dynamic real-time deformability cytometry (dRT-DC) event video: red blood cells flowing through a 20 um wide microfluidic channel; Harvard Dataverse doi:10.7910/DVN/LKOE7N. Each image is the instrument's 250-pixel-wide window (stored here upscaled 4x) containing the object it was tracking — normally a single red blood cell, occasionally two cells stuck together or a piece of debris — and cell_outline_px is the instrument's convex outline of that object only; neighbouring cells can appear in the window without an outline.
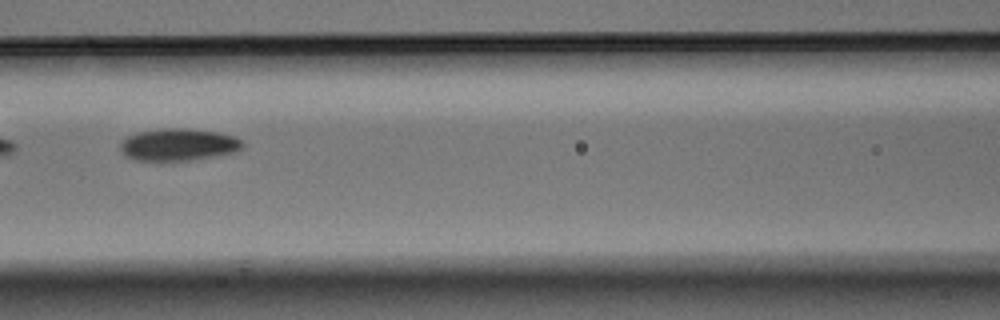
{"species": "Egyptian fruit bat (a non-hibernating species)", "species_latin": "Rousettus aegyptiacus", "temperature_condition": "warm", "stored_images_in_passage": 8, "camera_frame_rate_fps": 3000, "um_per_image_px": 0.085, "animal": {"sex": "male"}, "frame": {"image": 1, "passage_image": 6, "time_ms": 1.667, "image_size_px": [1000, 320], "cell_outline_px": [[244, 148], [236, 152], [196, 160], [160, 164], [136, 160], [124, 156], [120, 148], [120, 144], [128, 136], [136, 132], [160, 128], [184, 128], [220, 132], [236, 136], [244, 140]], "centroid_in_image_um": [15.18, 12.34], "position_along_channel_um": 151.4, "area_um2": 24.22}}
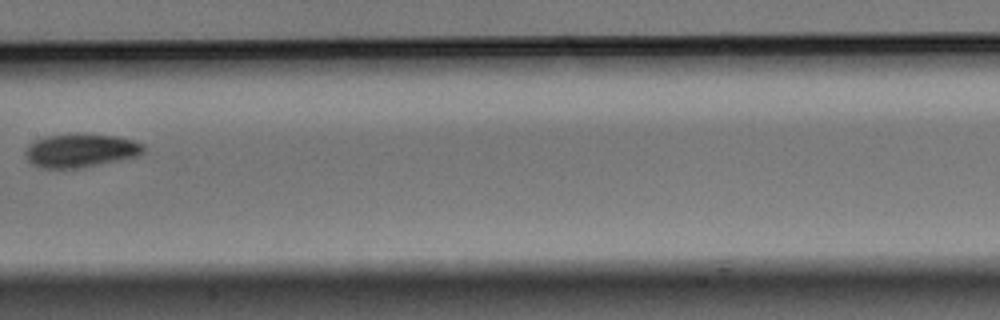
{"frame": {"image": 2, "passage_image": 7, "time_ms": 2.0, "image_size_px": [1000, 320], "cell_outline_px": [[144, 152], [136, 156], [80, 168], [40, 168], [32, 164], [28, 160], [24, 152], [36, 140], [44, 136], [76, 132], [84, 132], [116, 136], [132, 140], [144, 144]], "centroid_in_image_um": [6.84, 12.76], "position_along_channel_um": 200.6, "area_um2": 23.29}}
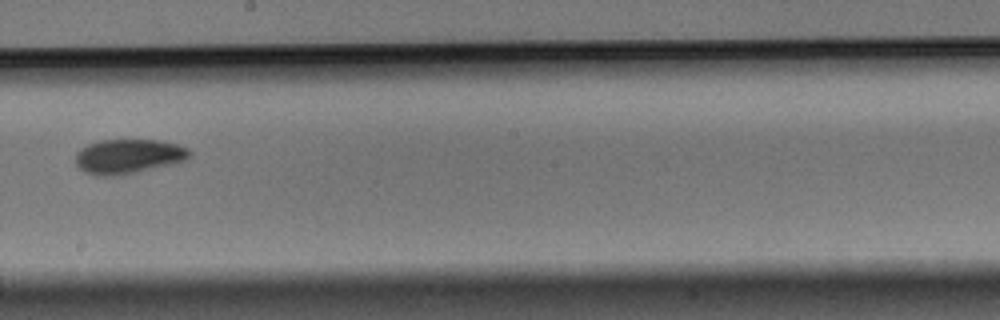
{"frame": {"image": 3, "passage_image": 8, "time_ms": 2.333, "image_size_px": [1000, 320], "cell_outline_px": [[192, 156], [176, 164], [120, 176], [96, 176], [84, 172], [76, 164], [76, 152], [80, 148], [88, 144], [100, 140], [156, 140], [176, 144], [188, 148], [192, 152]], "centroid_in_image_um": [10.92, 13.31], "position_along_channel_um": 237.3, "area_um2": 23.35}}